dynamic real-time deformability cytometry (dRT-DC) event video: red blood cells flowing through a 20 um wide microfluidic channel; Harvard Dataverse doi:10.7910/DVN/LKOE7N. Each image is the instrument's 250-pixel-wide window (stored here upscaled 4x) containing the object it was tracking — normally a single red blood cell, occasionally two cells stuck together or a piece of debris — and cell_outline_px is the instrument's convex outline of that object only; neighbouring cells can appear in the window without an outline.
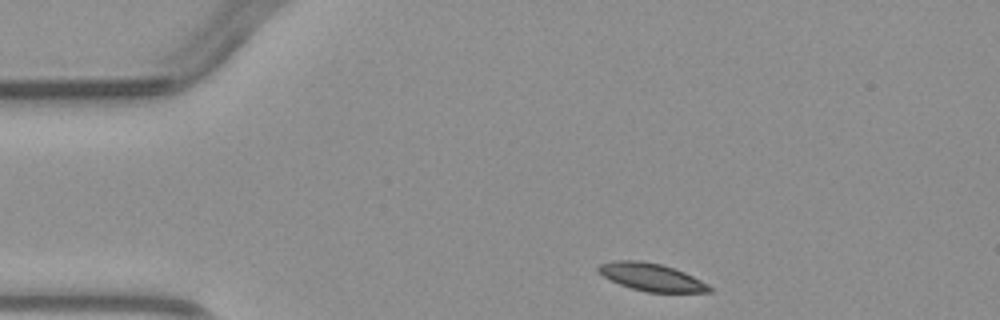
{"species": "common noctule bat (a hibernating species)", "species_latin": "Nyctalus noctula", "temperature_condition": "warm", "stored_images_in_passage": 2, "camera_frame_rate_fps": 3000, "um_per_image_px": 0.085, "animal": {"sex": "male", "body_mass_g": 23.1, "forearm_length_mm": 52.7}, "frame": {"image": 1, "passage_image": 1, "time_ms": 0.0, "image_size_px": [1000, 320], "cell_outline_px": [[712, 292], [648, 292], [632, 288], [620, 284], [604, 276], [596, 268], [600, 264], [612, 260], [640, 260], [660, 264], [684, 272], [708, 284], [712, 288]], "centroid_in_image_um": [55.37, 23.55], "position_along_channel_um": 29.6, "area_um2": 17.63}}